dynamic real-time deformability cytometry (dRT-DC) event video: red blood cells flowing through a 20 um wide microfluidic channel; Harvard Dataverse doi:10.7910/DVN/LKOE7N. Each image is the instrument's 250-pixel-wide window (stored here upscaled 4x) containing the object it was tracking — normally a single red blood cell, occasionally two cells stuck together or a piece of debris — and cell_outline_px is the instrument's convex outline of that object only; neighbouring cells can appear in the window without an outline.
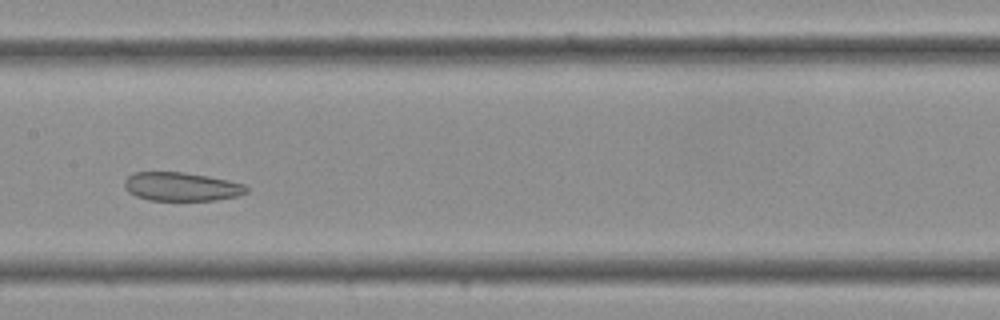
{"species": "Egyptian fruit bat (a non-hibernating species)", "species_latin": "Rousettus aegyptiacus", "temperature_condition": "cold", "stored_images_in_passage": 33, "segment_of_instrument_passage": [2, 2], "camera_frame_rate_fps": 3000, "um_per_image_px": 0.085, "frame": {"image": 1, "passage_image": 15, "time_ms": 4.667, "image_size_px": [1000, 320], "cell_outline_px": [[248, 192], [236, 196], [216, 200], [148, 200], [136, 196], [128, 192], [124, 188], [124, 180], [132, 172], [184, 172], [208, 176], [228, 180], [244, 184], [248, 188]], "centroid_in_image_um": [15.39, 15.86], "position_along_channel_um": 192.0, "area_um2": 20.46}}
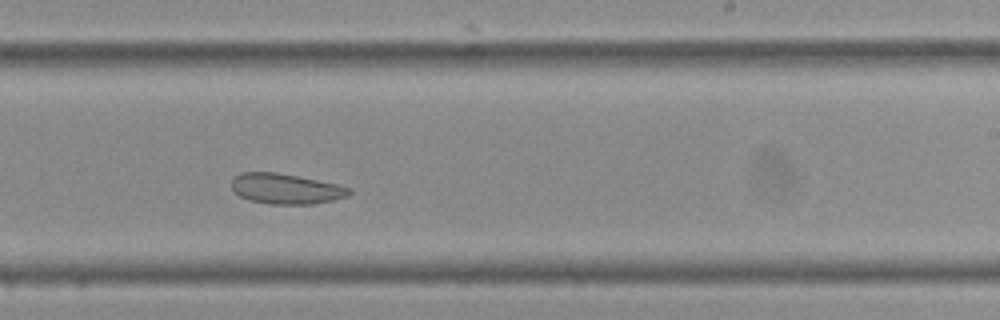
{"frame": {"image": 2, "passage_image": 19, "time_ms": 6.0, "image_size_px": [1000, 320], "cell_outline_px": [[352, 192], [348, 196], [332, 200], [312, 204], [268, 204], [252, 200], [240, 196], [232, 188], [232, 180], [240, 172], [276, 172], [336, 184], [352, 188]], "centroid_in_image_um": [24.31, 16.04], "position_along_channel_um": 264.7, "area_um2": 20.58}}
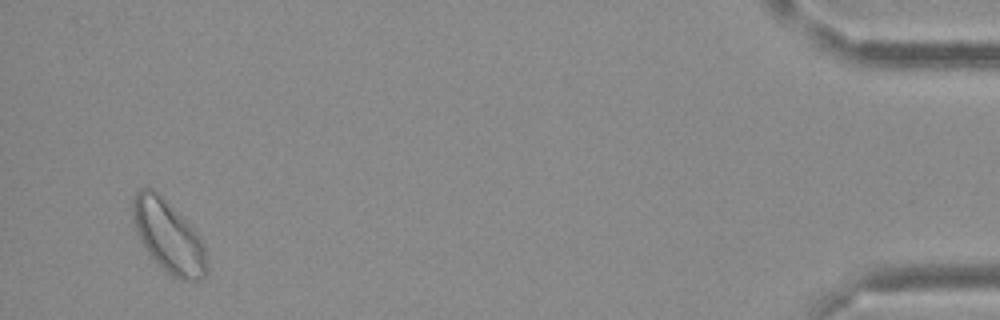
{"frame": {"image": 3, "passage_image": 32, "time_ms": 10.333, "image_size_px": [1000, 320], "cell_outline_px": [[208, 272], [200, 280], [180, 280], [172, 276], [148, 252], [136, 232], [132, 220], [132, 200], [136, 192], [140, 188], [152, 188], [160, 192], [196, 232], [204, 244], [208, 268]], "centroid_in_image_um": [14.31, 20.06], "position_along_channel_um": 420.9, "area_um2": 31.04}}